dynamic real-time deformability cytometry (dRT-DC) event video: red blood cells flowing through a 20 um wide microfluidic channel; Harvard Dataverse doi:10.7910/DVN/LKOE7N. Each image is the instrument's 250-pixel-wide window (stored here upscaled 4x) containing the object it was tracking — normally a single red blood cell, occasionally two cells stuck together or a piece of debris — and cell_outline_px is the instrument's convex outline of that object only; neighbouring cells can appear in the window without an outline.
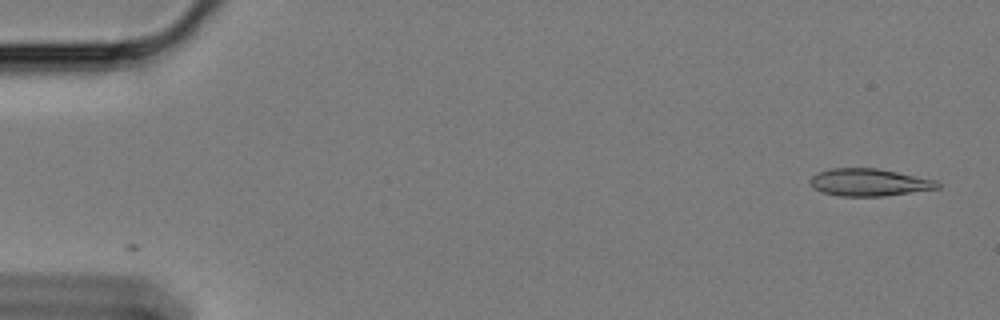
{"species": "Egyptian fruit bat (a non-hibernating species)", "species_latin": "Rousettus aegyptiacus", "temperature_condition": "cold", "stored_images_in_passage": 15, "camera_frame_rate_fps": 3000, "um_per_image_px": 0.085, "animal": {"sex": "female"}, "frame": {"image": 1, "passage_image": 1, "time_ms": 0.0, "image_size_px": [1000, 320], "cell_outline_px": [[940, 188], [884, 196], [840, 196], [824, 192], [812, 188], [808, 180], [816, 172], [828, 168], [876, 168], [936, 180], [940, 184]], "centroid_in_image_um": [73.82, 15.49], "position_along_channel_um": 11.2, "area_um2": 20.35}}